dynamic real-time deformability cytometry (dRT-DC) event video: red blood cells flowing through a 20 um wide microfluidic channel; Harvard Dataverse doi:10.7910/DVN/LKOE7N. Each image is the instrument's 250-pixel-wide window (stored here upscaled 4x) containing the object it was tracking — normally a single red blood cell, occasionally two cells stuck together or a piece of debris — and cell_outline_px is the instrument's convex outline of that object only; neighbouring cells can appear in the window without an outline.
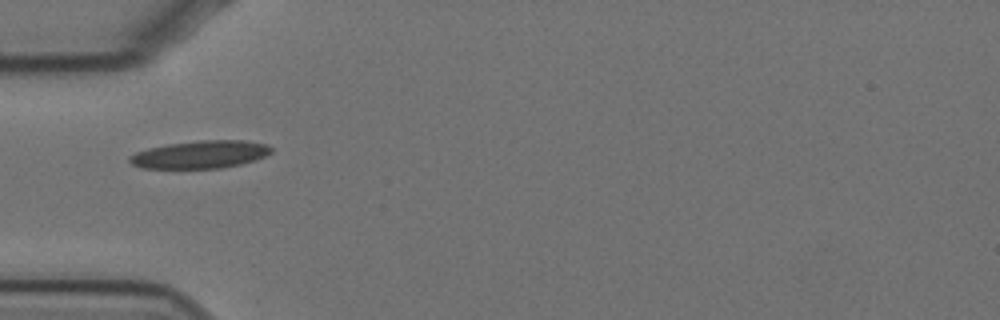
{"species": "Egyptian fruit bat (a non-hibernating species)", "species_latin": "Rousettus aegyptiacus", "temperature_condition": "cold", "stored_images_in_passage": 9, "camera_frame_rate_fps": 3000, "um_per_image_px": 0.085, "animal": {"sex": "female"}, "frame": {"image": 1, "passage_image": 1, "time_ms": 0.0, "image_size_px": [1000, 320], "cell_outline_px": [[272, 152], [264, 156], [240, 164], [220, 168], [140, 168], [132, 164], [128, 160], [128, 156], [136, 152], [148, 148], [168, 144], [200, 140], [240, 140], [264, 144], [272, 148]], "centroid_in_image_um": [16.96, 13.13], "position_along_channel_um": 68.0, "area_um2": 22.66}}
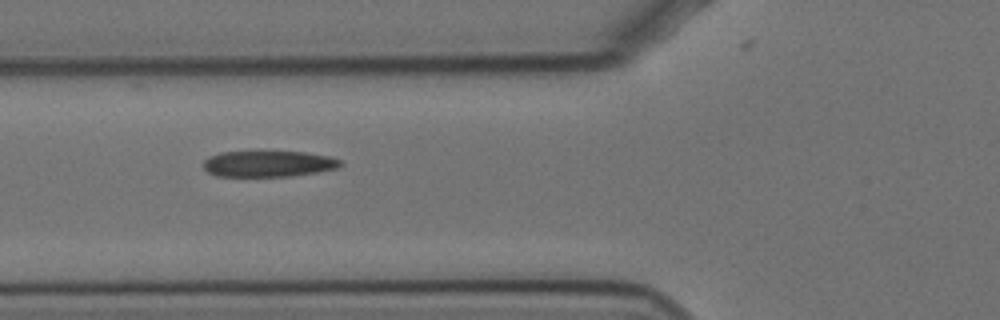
{"frame": {"image": 2, "passage_image": 4, "time_ms": 1.0, "image_size_px": [1000, 320], "cell_outline_px": [[344, 164], [336, 168], [316, 172], [292, 176], [216, 176], [208, 172], [204, 168], [204, 160], [220, 152], [304, 152], [332, 156], [340, 160]], "centroid_in_image_um": [22.85, 13.92], "position_along_channel_um": 103.0, "area_um2": 20.69}}
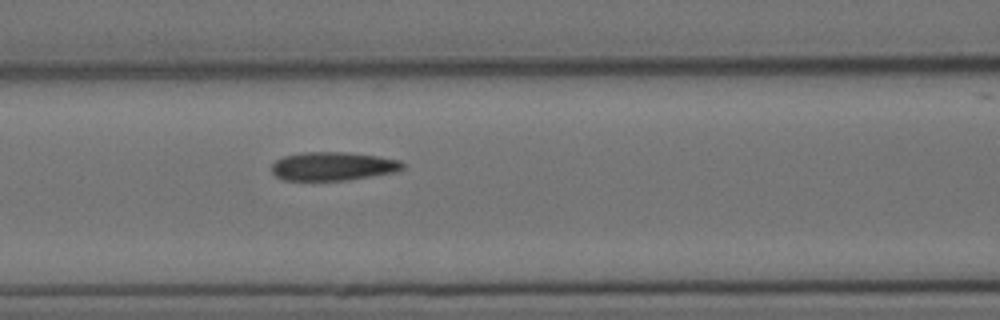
{"frame": {"image": 3, "passage_image": 7, "time_ms": 2.0, "image_size_px": [1000, 320], "cell_outline_px": [[404, 168], [392, 172], [348, 180], [284, 180], [276, 176], [272, 172], [272, 164], [276, 160], [284, 156], [300, 152], [348, 152], [376, 156], [400, 160], [404, 164]], "centroid_in_image_um": [28.27, 14.12], "position_along_channel_um": 138.3, "area_um2": 21.68}}